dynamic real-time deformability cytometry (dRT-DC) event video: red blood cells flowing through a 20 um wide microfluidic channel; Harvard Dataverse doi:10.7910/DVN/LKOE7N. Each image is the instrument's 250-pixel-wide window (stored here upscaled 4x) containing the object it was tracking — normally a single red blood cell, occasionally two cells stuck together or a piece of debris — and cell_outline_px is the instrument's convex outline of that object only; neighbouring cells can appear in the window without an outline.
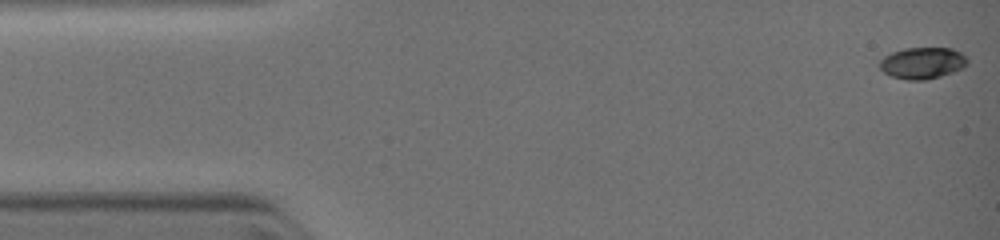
{"species": "common noctule bat (a hibernating species)", "species_latin": "Nyctalus noctula", "temperature_condition": "warm", "stored_images_in_passage": 11, "camera_frame_rate_fps": 3000, "um_per_image_px": 0.085, "animal": {"sex": "female", "body_mass_g": 19.0, "forearm_length_mm": 51.5}, "frame": {"image": 1, "passage_image": 1, "time_ms": 0.0, "image_size_px": [1000, 240], "cell_outline_px": [[968, 64], [964, 68], [940, 76], [924, 80], [908, 80], [892, 76], [884, 72], [880, 68], [880, 60], [884, 56], [892, 52], [904, 48], [952, 48], [960, 52], [968, 60]], "centroid_in_image_um": [78.42, 5.35], "position_along_channel_um": 6.6, "area_um2": 16.07}}
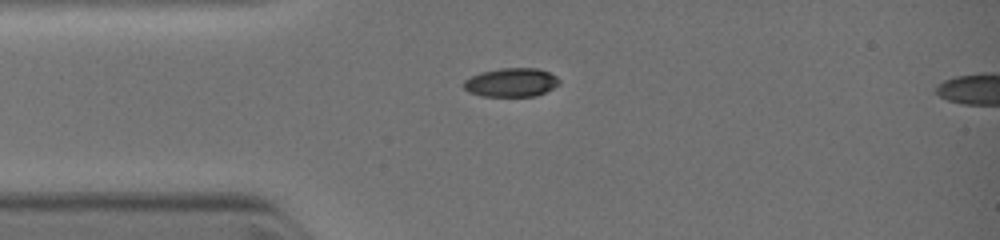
{"frame": {"image": 2, "passage_image": 9, "time_ms": 2.667, "image_size_px": [1000, 240], "cell_outline_px": [[560, 84], [536, 96], [480, 96], [468, 92], [464, 88], [464, 80], [480, 72], [500, 68], [536, 68], [548, 72], [556, 76], [560, 80]], "centroid_in_image_um": [43.45, 7.01], "position_along_channel_um": 41.6, "area_um2": 16.01}}